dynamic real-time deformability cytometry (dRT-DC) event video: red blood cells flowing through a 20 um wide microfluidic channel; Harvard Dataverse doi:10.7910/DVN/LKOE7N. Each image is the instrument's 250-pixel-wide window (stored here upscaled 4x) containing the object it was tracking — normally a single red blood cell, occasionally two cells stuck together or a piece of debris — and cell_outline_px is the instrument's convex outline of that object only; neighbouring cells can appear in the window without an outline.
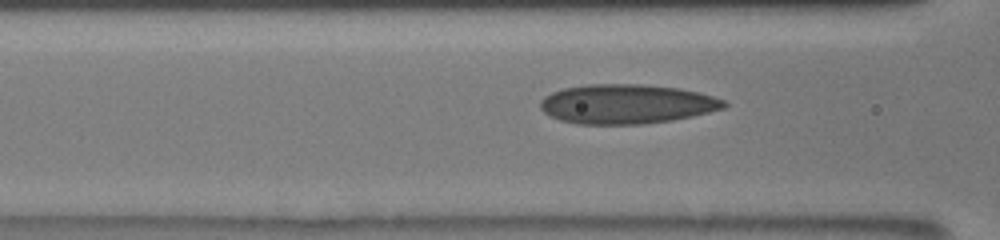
{"species": "human", "species_latin": "Homo sapiens", "temperature_condition": "room temperature", "stored_images_in_passage": 16, "camera_frame_rate_fps": 3000, "um_per_image_px": 0.085, "donor": {"sex": "male"}, "frame": {"image": 1, "passage_image": 10, "time_ms": 3.0, "image_size_px": [1000, 240], "cell_outline_px": [[728, 104], [724, 108], [692, 116], [672, 120], [644, 124], [576, 124], [560, 120], [548, 116], [540, 108], [540, 100], [544, 96], [552, 92], [564, 88], [588, 84], [640, 84], [680, 88], [700, 92], [724, 100]], "centroid_in_image_um": [53.24, 8.84], "position_along_channel_um": 113.4, "area_um2": 42.43}}